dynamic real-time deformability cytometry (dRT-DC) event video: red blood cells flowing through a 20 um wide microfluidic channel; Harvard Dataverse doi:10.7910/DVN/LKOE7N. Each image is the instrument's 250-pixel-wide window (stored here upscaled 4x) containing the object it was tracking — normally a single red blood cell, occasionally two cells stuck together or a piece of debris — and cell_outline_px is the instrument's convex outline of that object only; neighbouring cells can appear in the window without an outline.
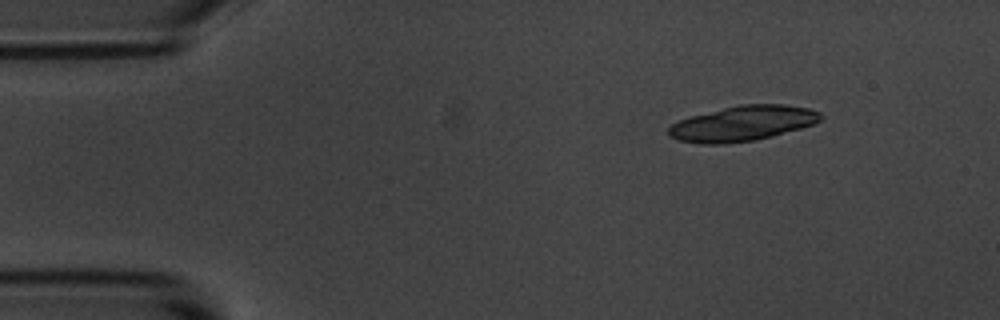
{"species": "common noctule bat (a hibernating species)", "species_latin": "Nyctalus noctula", "temperature_condition": "room temperature", "stored_images_in_passage": 9, "segment_of_instrument_passage": [1, 2], "camera_frame_rate_fps": 3000, "um_per_image_px": 0.085, "animal": {"sex": "male", "body_mass_g": 20.1, "forearm_length_mm": 53.5}, "frame": {"image": 1, "passage_image": 2, "time_ms": 2.0, "image_size_px": [1000, 320], "cell_outline_px": [[824, 116], [816, 124], [772, 136], [756, 140], [724, 144], [704, 144], [680, 140], [672, 136], [668, 132], [668, 128], [672, 124], [680, 120], [692, 116], [740, 104], [784, 104], [808, 108], [820, 112]], "centroid_in_image_um": [63.19, 10.49], "position_along_channel_um": 21.8, "area_um2": 30.98}}